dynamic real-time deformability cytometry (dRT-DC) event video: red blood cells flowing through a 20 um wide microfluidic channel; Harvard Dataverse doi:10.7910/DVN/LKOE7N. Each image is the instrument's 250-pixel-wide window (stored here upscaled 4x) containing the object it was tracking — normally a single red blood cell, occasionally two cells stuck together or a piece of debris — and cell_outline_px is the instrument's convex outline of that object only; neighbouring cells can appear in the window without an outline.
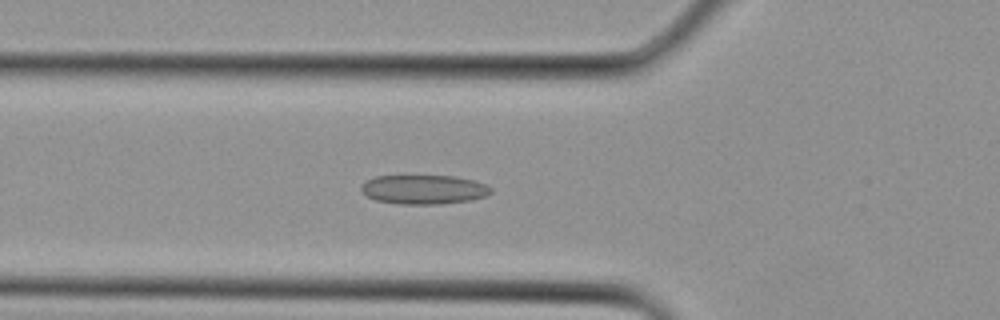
{"species": "Egyptian fruit bat (a non-hibernating species)", "species_latin": "Rousettus aegyptiacus", "temperature_condition": "cold", "stored_images_in_passage": 15, "camera_frame_rate_fps": 3000, "um_per_image_px": 0.085, "animal": {"sex": "female"}, "frame": {"image": 1, "passage_image": 7, "time_ms": 2.0, "image_size_px": [1000, 320], "cell_outline_px": [[492, 192], [484, 196], [472, 200], [440, 204], [400, 204], [376, 200], [368, 196], [360, 188], [368, 180], [376, 176], [456, 176], [476, 180], [492, 188]], "centroid_in_image_um": [36.07, 16.1], "position_along_channel_um": 89.7, "area_um2": 21.96}}
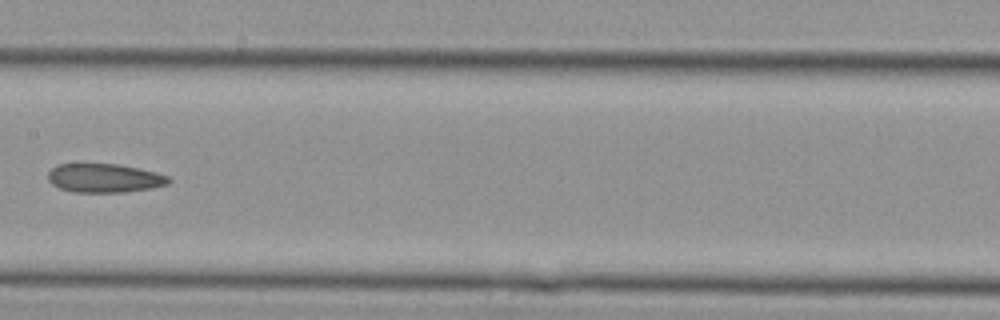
{"frame": {"image": 2, "passage_image": 12, "time_ms": 3.667, "image_size_px": [1000, 320], "cell_outline_px": [[172, 180], [168, 184], [152, 188], [124, 192], [72, 192], [60, 188], [52, 184], [48, 180], [48, 172], [56, 164], [116, 164], [156, 172], [168, 176]], "centroid_in_image_um": [8.86, 15.14], "position_along_channel_um": 198.5, "area_um2": 20.23}}
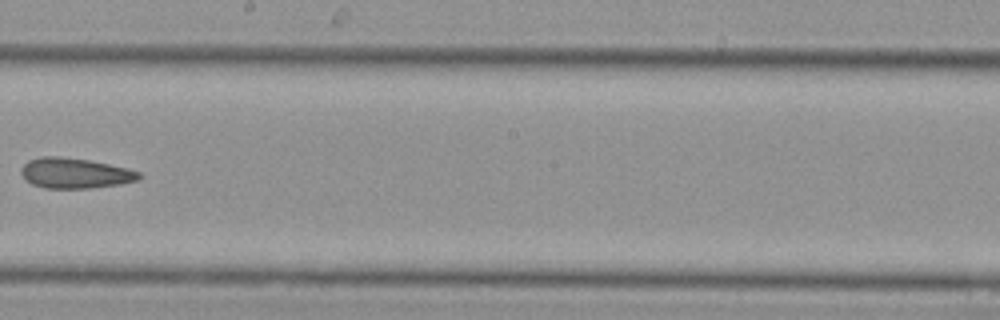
{"frame": {"image": 3, "passage_image": 14, "time_ms": 4.333, "image_size_px": [1000, 320], "cell_outline_px": [[140, 180], [120, 184], [88, 188], [44, 188], [32, 184], [24, 180], [20, 172], [20, 168], [28, 160], [40, 156], [60, 156], [88, 160], [128, 168], [140, 172]], "centroid_in_image_um": [6.33, 14.71], "position_along_channel_um": 241.9, "area_um2": 20.98}}